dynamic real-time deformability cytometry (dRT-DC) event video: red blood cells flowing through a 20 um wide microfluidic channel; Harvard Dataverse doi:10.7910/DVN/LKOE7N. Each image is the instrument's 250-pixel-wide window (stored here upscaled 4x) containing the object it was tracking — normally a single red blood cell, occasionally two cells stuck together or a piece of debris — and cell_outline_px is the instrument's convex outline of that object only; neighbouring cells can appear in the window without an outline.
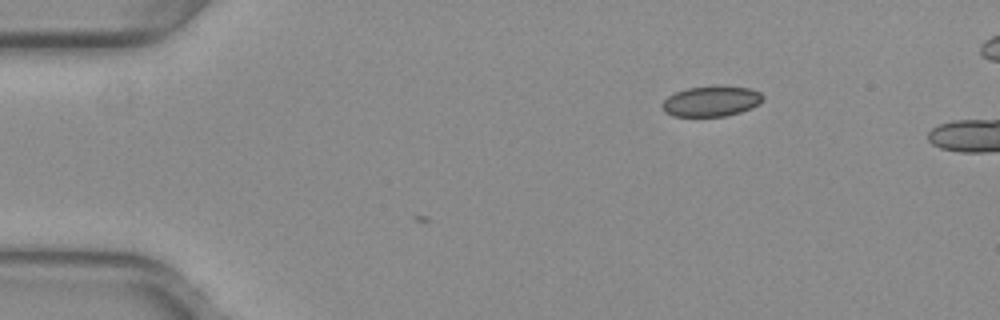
{"species": "common noctule bat (a hibernating species)", "species_latin": "Nyctalus noctula", "temperature_condition": "warm", "stored_images_in_passage": 3, "camera_frame_rate_fps": 3000, "um_per_image_px": 0.085, "animal": {"sex": "female", "body_mass_g": 29.2, "forearm_length_mm": 56.3}, "frame": {"image": 1, "passage_image": 1, "time_ms": 0.0, "image_size_px": [1000, 320], "cell_outline_px": [[764, 100], [760, 104], [752, 108], [740, 112], [724, 116], [672, 116], [664, 112], [660, 108], [664, 100], [668, 96], [676, 92], [688, 88], [724, 84], [752, 88], [760, 92], [764, 96]], "centroid_in_image_um": [60.5, 8.58], "position_along_channel_um": 24.5, "area_um2": 18.38}}